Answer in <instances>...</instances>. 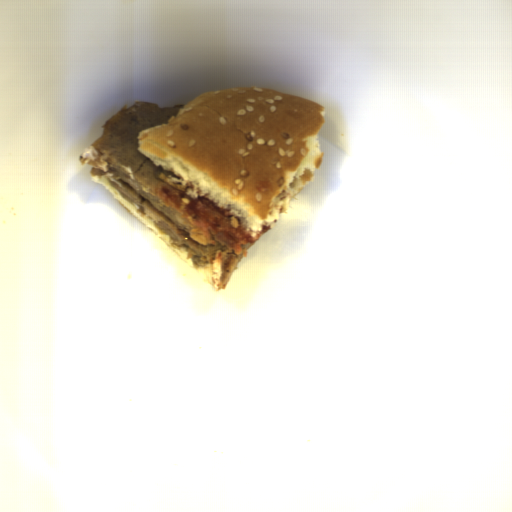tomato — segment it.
Masks as SVG:
<instances>
[{"mask_svg": "<svg viewBox=\"0 0 512 512\" xmlns=\"http://www.w3.org/2000/svg\"><path fill=\"white\" fill-rule=\"evenodd\" d=\"M161 196L175 209L197 225L206 235L209 230L227 247L233 248L239 255L242 253V244L256 243L271 226L262 225V232L253 236L246 230L241 220L233 213L220 208L206 196L195 199L190 197L174 179L173 175L158 186Z\"/></svg>", "mask_w": 512, "mask_h": 512, "instance_id": "512abeb7", "label": "tomato"}]
</instances>
